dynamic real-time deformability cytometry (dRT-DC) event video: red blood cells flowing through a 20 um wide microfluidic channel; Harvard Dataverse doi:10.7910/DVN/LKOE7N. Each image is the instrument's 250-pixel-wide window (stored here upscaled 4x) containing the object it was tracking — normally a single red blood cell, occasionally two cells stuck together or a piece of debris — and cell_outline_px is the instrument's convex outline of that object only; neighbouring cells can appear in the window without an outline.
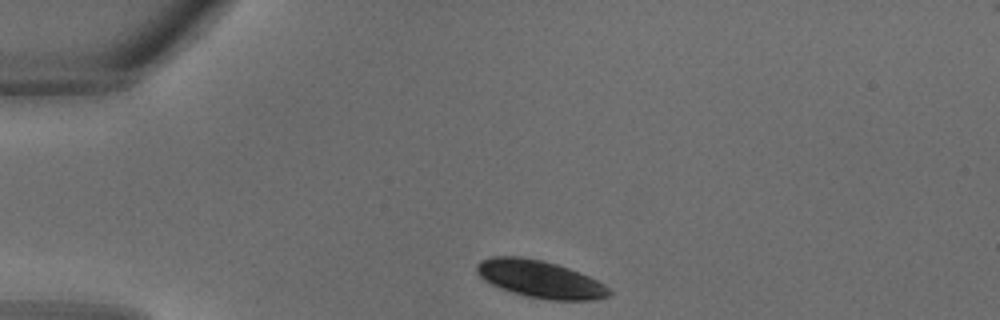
{"species": "common noctule bat (a hibernating species)", "species_latin": "Nyctalus noctula", "temperature_condition": "warm", "stored_images_in_passage": 6, "camera_frame_rate_fps": 3000, "um_per_image_px": 0.085, "animal": {"sex": "male", "body_mass_g": 18.8}, "frame": {"image": 1, "passage_image": 1, "time_ms": 0.0, "image_size_px": [1000, 320], "cell_outline_px": [[612, 292], [608, 296], [592, 300], [556, 300], [528, 296], [512, 292], [492, 284], [484, 280], [476, 272], [476, 264], [480, 260], [492, 256], [520, 256], [544, 260], [580, 272], [604, 284]], "centroid_in_image_um": [45.88, 23.7], "position_along_channel_um": 39.1, "area_um2": 28.61}}
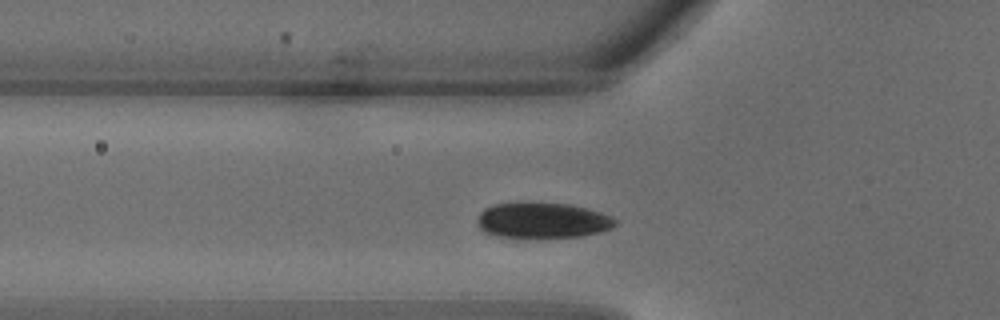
{"frame": {"image": 2, "passage_image": 5, "time_ms": 1.333, "image_size_px": [1000, 320], "cell_outline_px": [[616, 224], [612, 228], [600, 232], [580, 236], [544, 240], [496, 236], [484, 232], [480, 228], [476, 220], [480, 212], [484, 208], [492, 204], [524, 200], [568, 204], [600, 212], [616, 220]], "centroid_in_image_um": [46.03, 18.74], "position_along_channel_um": 79.8, "area_um2": 29.94}}